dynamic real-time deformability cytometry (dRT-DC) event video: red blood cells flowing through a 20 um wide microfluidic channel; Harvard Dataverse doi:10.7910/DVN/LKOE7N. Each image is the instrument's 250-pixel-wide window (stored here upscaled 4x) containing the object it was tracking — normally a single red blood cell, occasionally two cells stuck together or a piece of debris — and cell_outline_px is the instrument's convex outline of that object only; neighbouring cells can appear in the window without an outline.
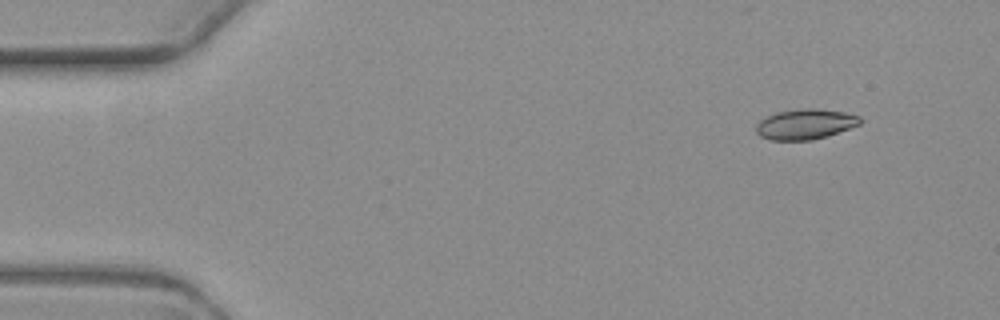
{"species": "common noctule bat (a hibernating species)", "species_latin": "Nyctalus noctula", "temperature_condition": "warm", "stored_images_in_passage": 6, "camera_frame_rate_fps": 3000, "um_per_image_px": 0.085, "animal": {"sex": "female", "body_mass_g": 19.3, "forearm_length_mm": 54.1}, "frame": {"image": 1, "passage_image": 1, "time_ms": 0.0, "image_size_px": [1000, 320], "cell_outline_px": [[864, 120], [860, 124], [812, 140], [768, 140], [760, 136], [756, 132], [756, 124], [760, 120], [776, 112], [804, 108], [816, 108], [844, 112], [860, 116]], "centroid_in_image_um": [68.43, 10.55], "position_along_channel_um": 16.6, "area_um2": 18.26}}
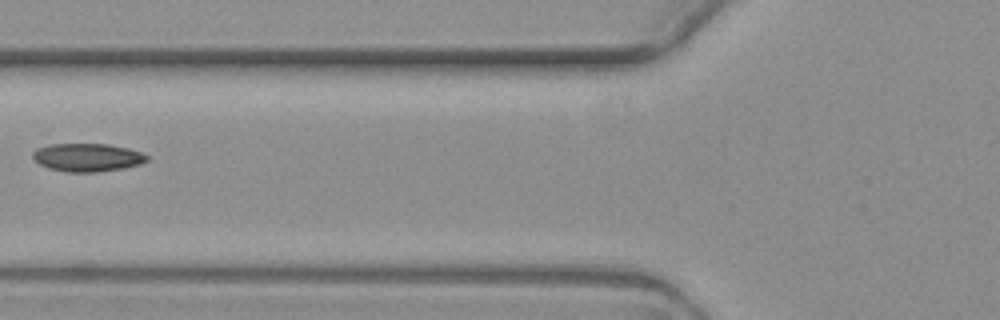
{"frame": {"image": 2, "passage_image": 5, "time_ms": 5.667, "image_size_px": [1000, 320], "cell_outline_px": [[148, 160], [140, 164], [124, 168], [96, 172], [68, 172], [48, 168], [40, 164], [32, 156], [32, 152], [36, 148], [48, 144], [108, 144], [128, 148], [140, 152], [148, 156]], "centroid_in_image_um": [7.41, 13.38], "position_along_channel_um": 118.4, "area_um2": 18.73}}
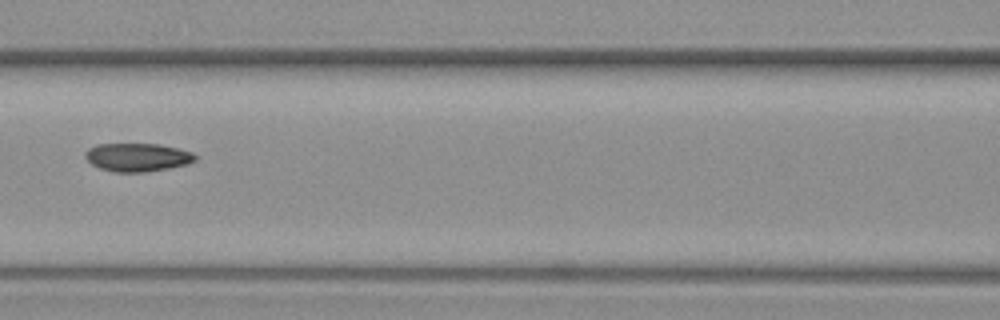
{"frame": {"image": 3, "passage_image": 6, "time_ms": 6.667, "image_size_px": [1000, 320], "cell_outline_px": [[196, 160], [188, 164], [168, 168], [144, 172], [116, 172], [100, 168], [92, 164], [84, 156], [84, 152], [88, 148], [96, 144], [160, 144], [180, 148], [192, 152], [196, 156]], "centroid_in_image_um": [11.69, 13.36], "position_along_channel_um": 154.9, "area_um2": 18.21}}